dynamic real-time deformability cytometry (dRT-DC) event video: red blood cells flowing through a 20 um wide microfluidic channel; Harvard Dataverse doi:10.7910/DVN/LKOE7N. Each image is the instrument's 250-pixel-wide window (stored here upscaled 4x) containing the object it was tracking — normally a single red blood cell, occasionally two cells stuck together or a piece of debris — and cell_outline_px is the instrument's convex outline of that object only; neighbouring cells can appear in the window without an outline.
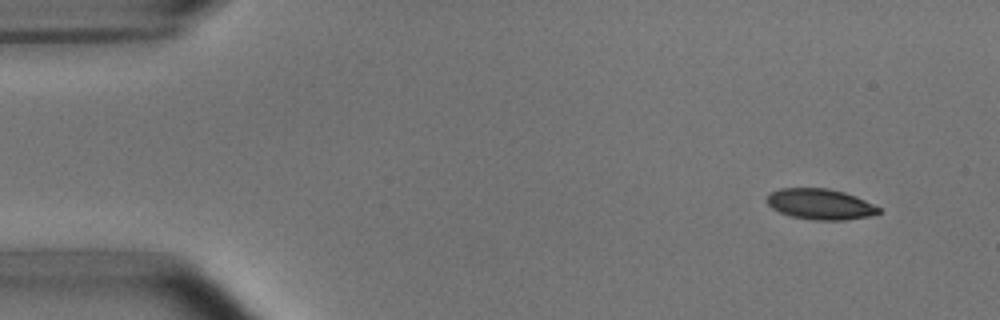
{"species": "common noctule bat (a hibernating species)", "species_latin": "Nyctalus noctula", "temperature_condition": "room temperature", "stored_images_in_passage": 4, "camera_frame_rate_fps": 3000, "um_per_image_px": 0.085, "animal": {"sex": "male", "body_mass_g": 15.6}, "frame": {"image": 1, "passage_image": 1, "time_ms": 0.0, "image_size_px": [1000, 320], "cell_outline_px": [[880, 212], [872, 216], [844, 220], [812, 220], [792, 216], [780, 212], [772, 208], [764, 200], [772, 192], [780, 188], [828, 188], [844, 192], [856, 196], [880, 208]], "centroid_in_image_um": [69.72, 17.35], "position_along_channel_um": 15.3, "area_um2": 20.0}}
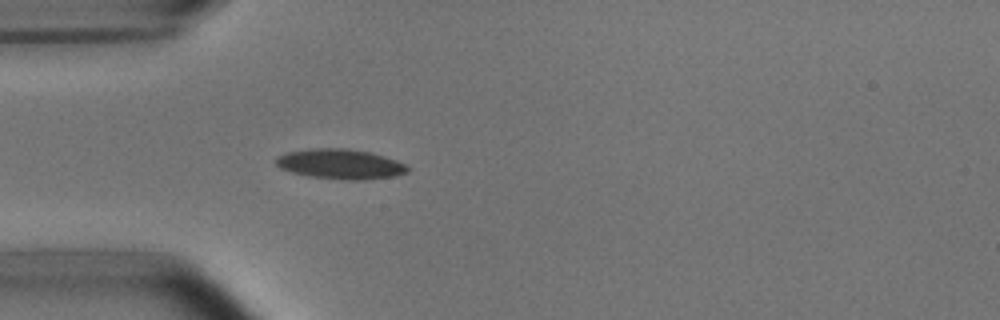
{"frame": {"image": 2, "passage_image": 4, "time_ms": 3.667, "image_size_px": [1000, 320], "cell_outline_px": [[408, 172], [396, 176], [364, 180], [344, 180], [308, 176], [292, 172], [280, 168], [276, 164], [276, 156], [288, 152], [312, 148], [344, 148], [368, 152], [384, 156], [396, 160], [404, 164], [408, 168]], "centroid_in_image_um": [28.92, 13.95], "position_along_channel_um": 56.1, "area_um2": 22.95}}